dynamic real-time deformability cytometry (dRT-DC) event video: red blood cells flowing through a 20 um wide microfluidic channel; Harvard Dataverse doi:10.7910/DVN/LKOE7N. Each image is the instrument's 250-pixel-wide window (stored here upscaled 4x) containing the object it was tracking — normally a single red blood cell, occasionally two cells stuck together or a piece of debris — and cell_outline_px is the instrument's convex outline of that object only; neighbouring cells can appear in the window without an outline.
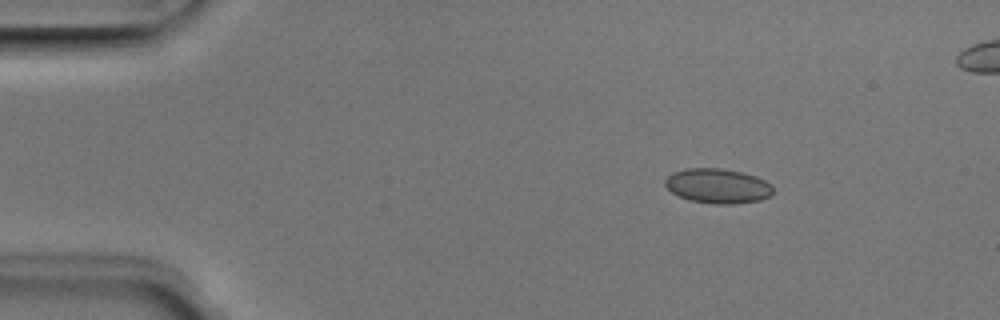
{"species": "Egyptian fruit bat (a non-hibernating species)", "species_latin": "Rousettus aegyptiacus", "temperature_condition": "room temperature", "stored_images_in_passage": 5, "camera_frame_rate_fps": 3000, "um_per_image_px": 0.085, "animal": {"sex": "male"}, "frame": {"image": 1, "passage_image": 2, "time_ms": 0.333, "image_size_px": [1000, 320], "cell_outline_px": [[772, 192], [768, 196], [760, 200], [732, 204], [716, 204], [688, 200], [672, 192], [664, 184], [664, 180], [672, 172], [684, 168], [720, 168], [740, 172], [756, 176], [764, 180], [772, 188]], "centroid_in_image_um": [60.95, 15.8], "position_along_channel_um": 24.0, "area_um2": 21.68}}